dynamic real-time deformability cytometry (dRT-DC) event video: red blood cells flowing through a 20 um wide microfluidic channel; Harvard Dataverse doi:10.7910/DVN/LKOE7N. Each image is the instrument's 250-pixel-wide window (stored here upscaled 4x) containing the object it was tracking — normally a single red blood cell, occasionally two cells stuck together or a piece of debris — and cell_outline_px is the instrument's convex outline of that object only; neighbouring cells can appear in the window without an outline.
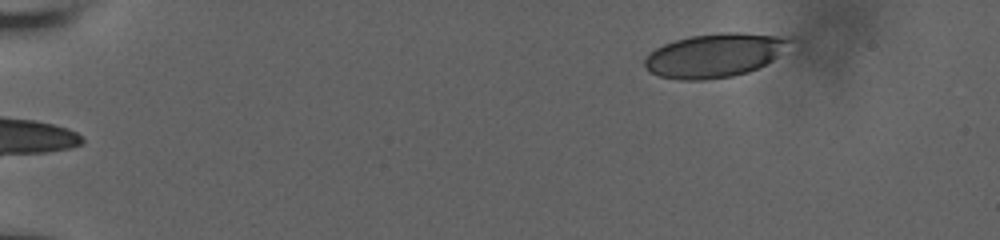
{"species": "human", "species_latin": "Homo sapiens", "temperature_condition": "room temperature", "stored_images_in_passage": 49, "camera_frame_rate_fps": 3000, "um_per_image_px": 0.085, "donor": {"sex": "male"}, "frame": {"image": 1, "passage_image": 1, "time_ms": 0.0, "image_size_px": [1000, 240], "cell_outline_px": [[792, 40], [772, 60], [748, 72], [732, 76], [704, 80], [680, 80], [660, 76], [648, 72], [644, 68], [644, 60], [656, 48], [664, 44], [676, 40], [692, 36], [720, 32], [740, 32], [776, 36]], "centroid_in_image_um": [60.67, 4.72], "position_along_channel_um": 24.3, "area_um2": 36.47}}
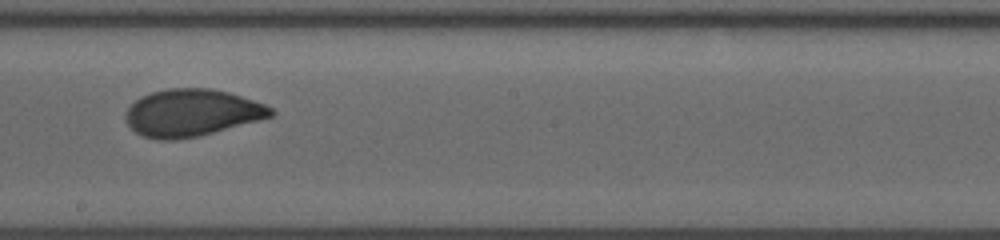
{"frame": {"image": 2, "passage_image": 27, "time_ms": 8.667, "image_size_px": [1000, 240], "cell_outline_px": [[276, 112], [272, 116], [212, 132], [196, 136], [172, 140], [156, 140], [144, 136], [136, 132], [128, 124], [124, 116], [128, 108], [140, 96], [152, 92], [168, 88], [212, 88], [228, 92], [264, 104], [272, 108]], "centroid_in_image_um": [16.26, 9.57], "position_along_channel_um": 231.9, "area_um2": 39.42}}
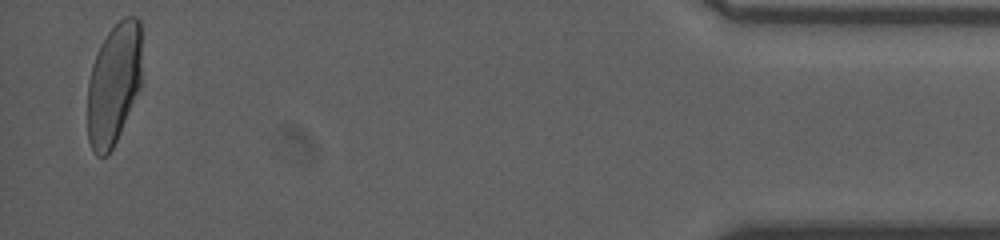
{"frame": {"image": 3, "passage_image": 48, "time_ms": 15.667, "image_size_px": [1000, 240], "cell_outline_px": [[140, 88], [116, 140], [112, 148], [104, 156], [96, 156], [92, 152], [88, 140], [88, 80], [92, 64], [96, 52], [100, 44], [108, 32], [124, 16], [136, 16], [140, 20]], "centroid_in_image_um": [9.65, 7.13], "position_along_channel_um": 425.6, "area_um2": 38.38}, "authors_computed_cell_mechanics": {"area_um2": 39.0728, "velocity_mm_per_s": 3.8203, "shape_relaxation_time_tau1_ms": 7.3587, "shape_relaxation_time_tau2_ms": 0.7335, "deformation_change_tau1": 0.1981, "deformation_change_tau2": 0.048}}